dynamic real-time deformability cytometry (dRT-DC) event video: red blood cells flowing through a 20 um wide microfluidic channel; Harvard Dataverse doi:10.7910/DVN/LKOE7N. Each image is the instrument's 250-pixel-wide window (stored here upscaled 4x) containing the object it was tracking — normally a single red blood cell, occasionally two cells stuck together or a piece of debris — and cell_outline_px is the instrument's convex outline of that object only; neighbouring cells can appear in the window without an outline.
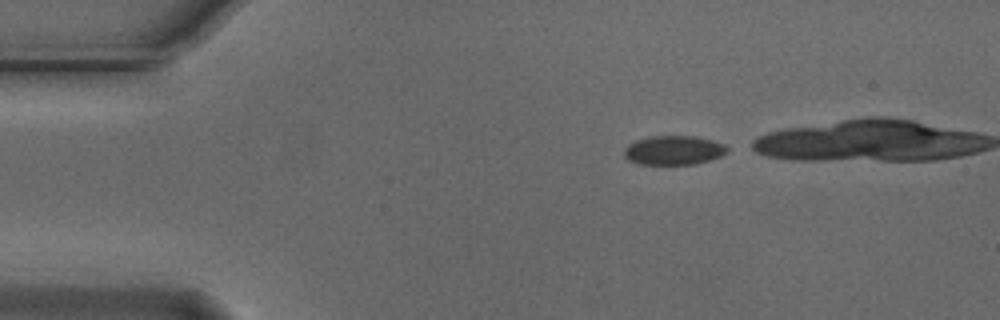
{"species": "Egyptian fruit bat (a non-hibernating species)", "species_latin": "Rousettus aegyptiacus", "temperature_condition": "cold", "stored_images_in_passage": 22, "camera_frame_rate_fps": 3000, "um_per_image_px": 0.085, "animal": {"sex": "male"}, "frame": {"image": 1, "passage_image": 1, "time_ms": 0.0, "image_size_px": [1000, 320], "cell_outline_px": [[728, 152], [720, 156], [696, 164], [640, 164], [628, 160], [624, 156], [624, 148], [628, 144], [636, 140], [652, 136], [692, 136], [712, 140], [724, 144], [728, 148]], "centroid_in_image_um": [57.25, 12.77], "position_along_channel_um": 27.8, "area_um2": 17.46}}
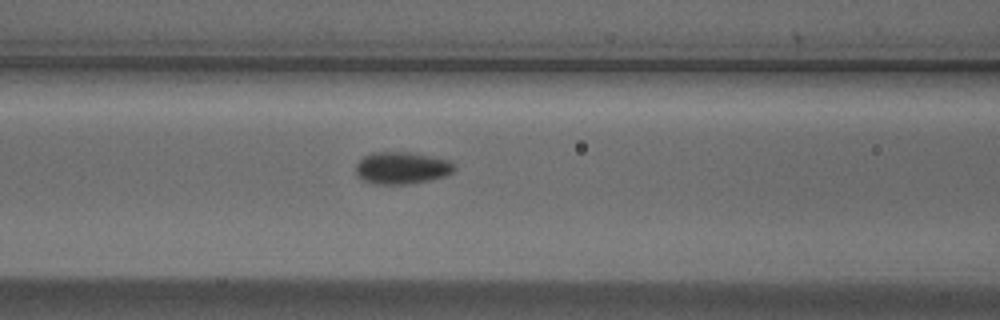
{"frame": {"image": 2, "passage_image": 14, "time_ms": 4.333, "image_size_px": [1000, 320], "cell_outline_px": [[456, 168], [452, 172], [444, 176], [428, 180], [408, 184], [376, 184], [360, 180], [356, 172], [356, 164], [364, 156], [372, 152], [412, 152], [432, 156], [448, 160]], "centroid_in_image_um": [34.12, 14.27], "position_along_channel_um": 132.5, "area_um2": 18.44}}
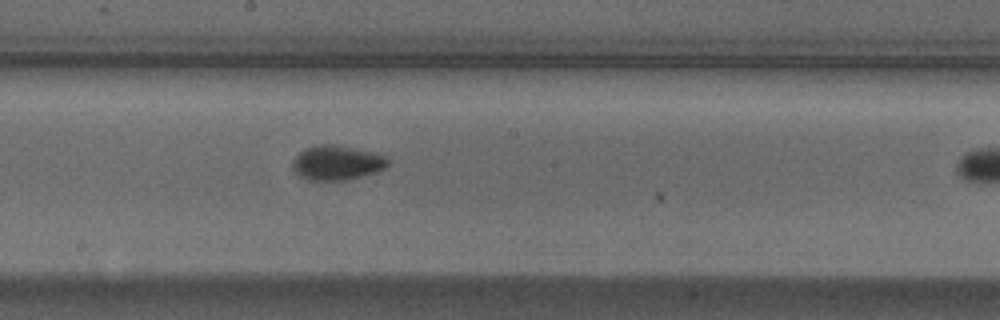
{"frame": {"image": 3, "passage_image": 21, "time_ms": 6.667, "image_size_px": [1000, 320], "cell_outline_px": [[388, 164], [384, 168], [360, 176], [344, 180], [308, 180], [296, 176], [292, 168], [292, 160], [300, 152], [316, 144], [332, 144], [376, 152], [384, 156], [388, 160]], "centroid_in_image_um": [28.57, 13.83], "position_along_channel_um": 219.6, "area_um2": 19.13}}